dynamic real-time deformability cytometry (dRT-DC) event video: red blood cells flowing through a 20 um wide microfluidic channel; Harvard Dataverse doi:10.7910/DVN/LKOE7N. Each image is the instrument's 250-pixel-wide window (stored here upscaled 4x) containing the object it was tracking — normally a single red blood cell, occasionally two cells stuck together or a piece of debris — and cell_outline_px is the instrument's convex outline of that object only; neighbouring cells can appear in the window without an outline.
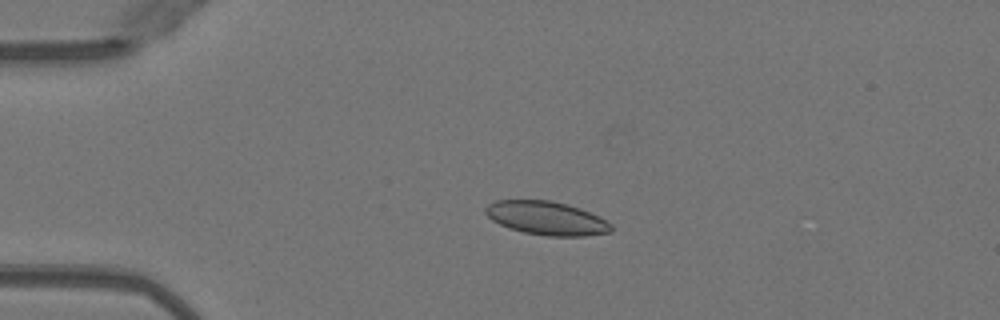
{"species": "Egyptian fruit bat (a non-hibernating species)", "species_latin": "Rousettus aegyptiacus", "temperature_condition": "warm", "stored_images_in_passage": 51, "camera_frame_rate_fps": 3000, "um_per_image_px": 0.085, "animal": {"sex": "female"}, "frame": {"image": 1, "passage_image": 12, "time_ms": 3.667, "image_size_px": [1000, 320], "cell_outline_px": [[612, 232], [584, 236], [548, 236], [524, 232], [508, 228], [492, 220], [484, 212], [484, 208], [488, 204], [496, 200], [552, 200], [568, 204], [580, 208], [612, 224]], "centroid_in_image_um": [46.43, 18.54], "position_along_channel_um": 38.6, "area_um2": 24.57}}
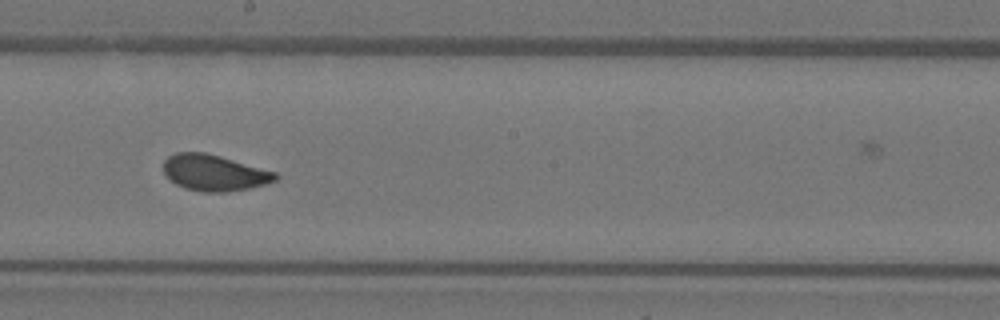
{"frame": {"image": 2, "passage_image": 29, "time_ms": 9.333, "image_size_px": [1000, 320], "cell_outline_px": [[280, 176], [276, 180], [264, 184], [248, 188], [224, 192], [200, 192], [184, 188], [176, 184], [164, 172], [164, 160], [168, 156], [176, 152], [204, 152], [220, 156], [276, 172]], "centroid_in_image_um": [18.2, 14.68], "position_along_channel_um": 230.0, "area_um2": 23.41}}
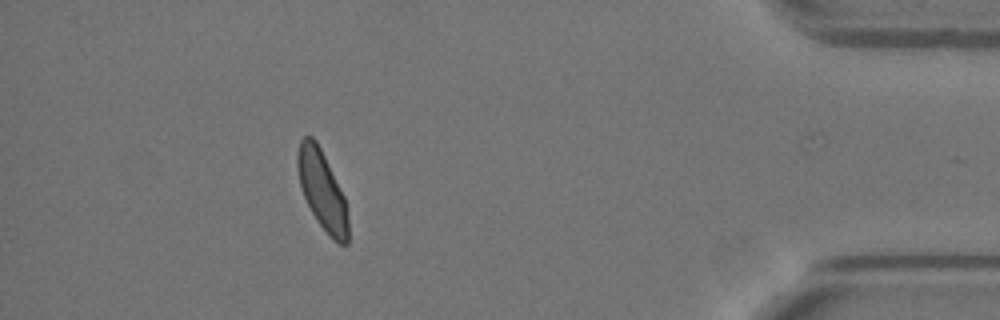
{"frame": {"image": 3, "passage_image": 46, "time_ms": 15.0, "image_size_px": [1000, 320], "cell_outline_px": [[348, 244], [340, 244], [316, 220], [300, 188], [296, 168], [296, 156], [300, 140], [304, 136], [312, 136], [316, 140], [344, 196], [348, 216]], "centroid_in_image_um": [27.35, 16.12], "position_along_channel_um": 407.8, "area_um2": 23.0}, "authors_computed_cell_mechanics": {"area_um2": 23.7558, "velocity_mm_per_s": 4.0068, "shape_relaxation_time_tau1_ms": 4.2416, "shape_relaxation_time_tau2_ms": 0.8538, "deformation_change_tau1": 0.1241, "deformation_change_tau2": 0.0353}}